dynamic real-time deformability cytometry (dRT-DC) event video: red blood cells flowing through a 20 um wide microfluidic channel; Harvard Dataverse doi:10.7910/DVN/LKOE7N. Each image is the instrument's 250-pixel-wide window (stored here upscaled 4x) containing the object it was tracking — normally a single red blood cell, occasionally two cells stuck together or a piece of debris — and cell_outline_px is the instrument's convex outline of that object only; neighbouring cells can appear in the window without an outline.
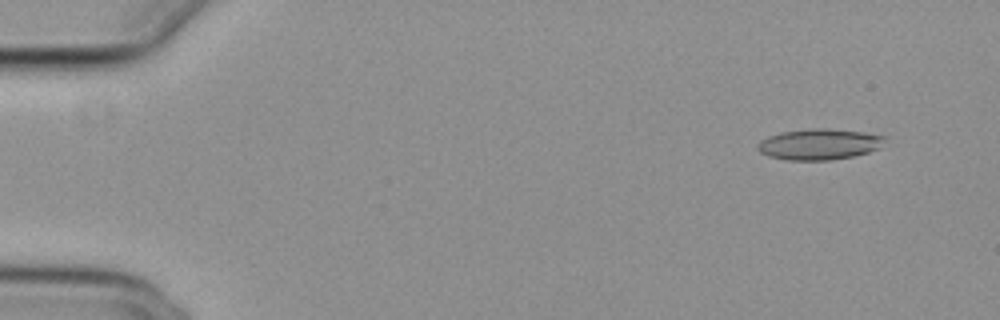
{"species": "common noctule bat (a hibernating species)", "species_latin": "Nyctalus noctula", "temperature_condition": "cold", "stored_images_in_passage": 52, "camera_frame_rate_fps": 3000, "um_per_image_px": 0.085, "animal": {"sex": "female", "body_mass_g": 29.2, "forearm_length_mm": 56.3}, "frame": {"image": 1, "passage_image": 2, "time_ms": 0.333, "image_size_px": [1000, 320], "cell_outline_px": [[888, 136], [880, 148], [868, 152], [852, 156], [828, 160], [788, 160], [768, 156], [760, 152], [756, 148], [756, 144], [760, 140], [768, 136], [780, 132], [812, 128], [828, 128], [864, 132]], "centroid_in_image_um": [69.63, 12.25], "position_along_channel_um": 15.4, "area_um2": 23.12}}
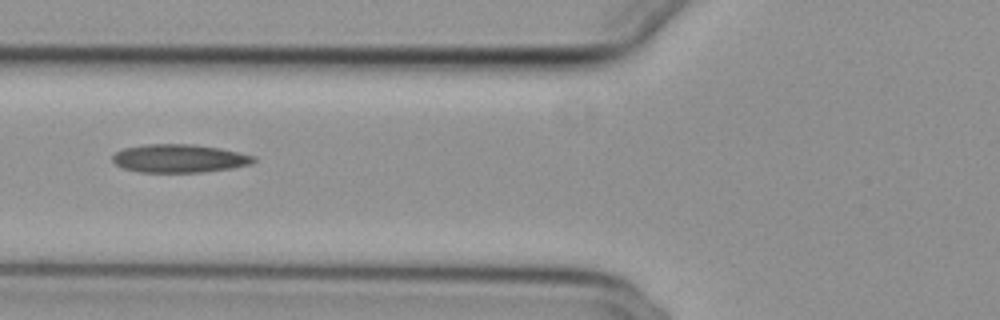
{"frame": {"image": 2, "passage_image": 19, "time_ms": 6.0, "image_size_px": [1000, 320], "cell_outline_px": [[256, 160], [252, 164], [232, 168], [204, 172], [140, 172], [124, 168], [116, 164], [112, 160], [112, 156], [116, 152], [124, 148], [148, 144], [192, 144], [220, 148], [256, 156]], "centroid_in_image_um": [15.27, 13.46], "position_along_channel_um": 110.5, "area_um2": 23.24}}
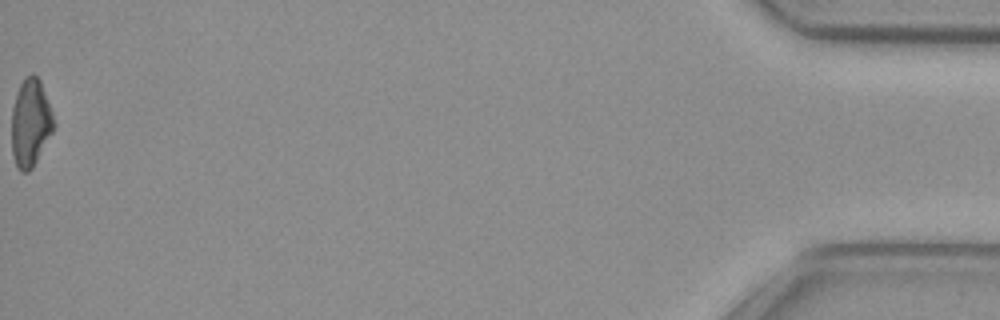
{"frame": {"image": 3, "passage_image": 52, "time_ms": 17.0, "image_size_px": [1000, 320], "cell_outline_px": [[56, 124], [52, 132], [32, 168], [28, 172], [20, 172], [16, 168], [12, 152], [12, 108], [20, 84], [24, 76], [32, 72], [40, 80], [52, 112]], "centroid_in_image_um": [2.59, 10.44], "position_along_channel_um": 432.6, "area_um2": 21.5}, "authors_computed_cell_mechanics": {"area_um2": 22.5998, "velocity_mm_per_s": 3.8516, "shape_relaxation_time_tau1_ms": null, "shape_relaxation_time_tau2_ms": 6.407, "deformation_change_tau1": null, "deformation_change_tau2": 0.1683}}